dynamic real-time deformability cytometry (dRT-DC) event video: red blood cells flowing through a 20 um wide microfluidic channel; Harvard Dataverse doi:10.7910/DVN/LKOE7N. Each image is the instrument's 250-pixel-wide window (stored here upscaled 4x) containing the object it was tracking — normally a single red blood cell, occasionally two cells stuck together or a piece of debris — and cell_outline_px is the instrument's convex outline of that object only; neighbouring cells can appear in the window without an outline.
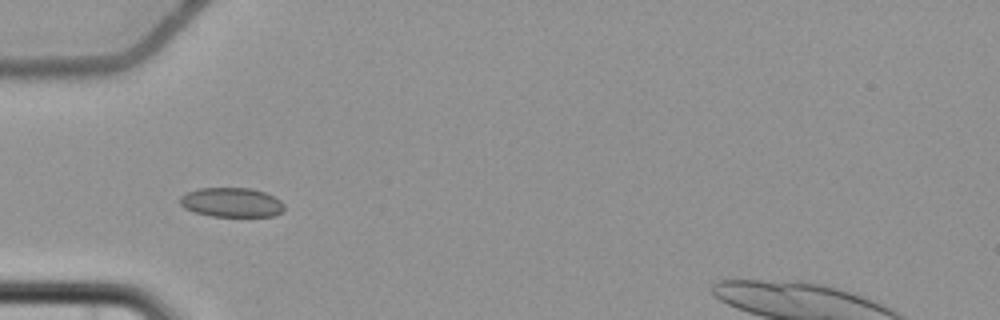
{"species": "common noctule bat (a hibernating species)", "species_latin": "Nyctalus noctula", "temperature_condition": "cold", "stored_images_in_passage": 6, "camera_frame_rate_fps": 3000, "um_per_image_px": 0.085, "animal": {"sex": "female", "body_mass_g": 22.7, "forearm_length_mm": 54.2}, "frame": {"image": 1, "passage_image": 5, "time_ms": 4.667, "image_size_px": [1000, 320], "cell_outline_px": [[284, 212], [272, 216], [212, 216], [192, 212], [184, 208], [180, 204], [180, 196], [188, 192], [200, 188], [252, 188], [264, 192], [280, 200], [284, 204]], "centroid_in_image_um": [19.68, 17.21], "position_along_channel_um": 65.3, "area_um2": 17.92}}
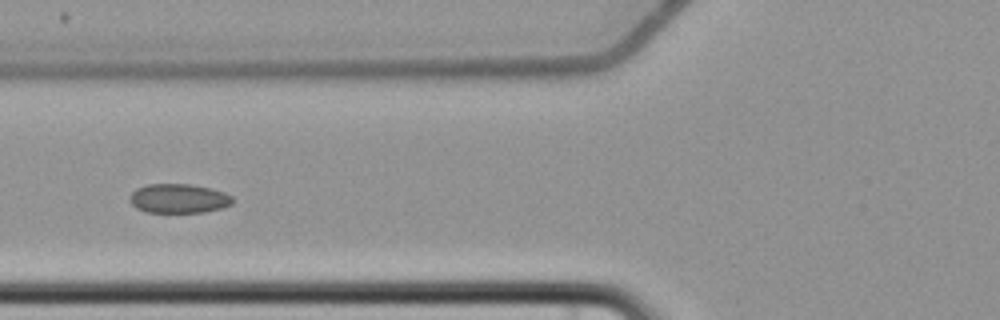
{"frame": {"image": 2, "passage_image": 6, "time_ms": 6.0, "image_size_px": [1000, 320], "cell_outline_px": [[236, 200], [232, 204], [220, 208], [204, 212], [144, 212], [136, 208], [132, 204], [132, 192], [136, 188], [148, 184], [192, 184], [212, 188], [224, 192], [232, 196]], "centroid_in_image_um": [15.24, 16.86], "position_along_channel_um": 110.6, "area_um2": 17.57}}